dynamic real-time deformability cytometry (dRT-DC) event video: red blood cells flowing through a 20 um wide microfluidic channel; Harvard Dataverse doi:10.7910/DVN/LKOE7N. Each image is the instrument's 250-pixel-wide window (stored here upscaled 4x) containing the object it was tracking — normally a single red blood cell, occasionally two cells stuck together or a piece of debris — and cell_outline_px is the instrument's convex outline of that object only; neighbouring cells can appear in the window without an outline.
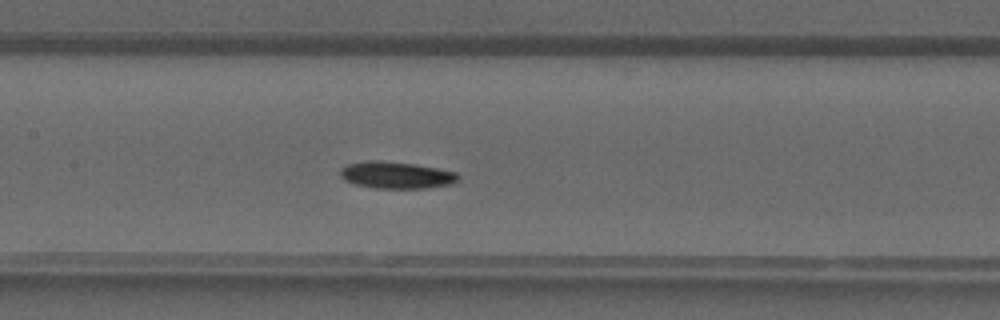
{"species": "common noctule bat (a hibernating species)", "species_latin": "Nyctalus noctula", "temperature_condition": "warm", "stored_images_in_passage": 28, "camera_frame_rate_fps": 3000, "um_per_image_px": 0.085, "animal": {"sex": "male", "forearm_length_mm": 52.5}, "frame": {"image": 1, "passage_image": 7, "time_ms": 2.0, "image_size_px": [1000, 320], "cell_outline_px": [[460, 180], [452, 184], [424, 188], [372, 188], [356, 184], [344, 180], [340, 176], [340, 168], [348, 164], [364, 160], [380, 160], [416, 164], [456, 172], [460, 176]], "centroid_in_image_um": [33.68, 14.87], "position_along_channel_um": 173.7, "area_um2": 18.67}}
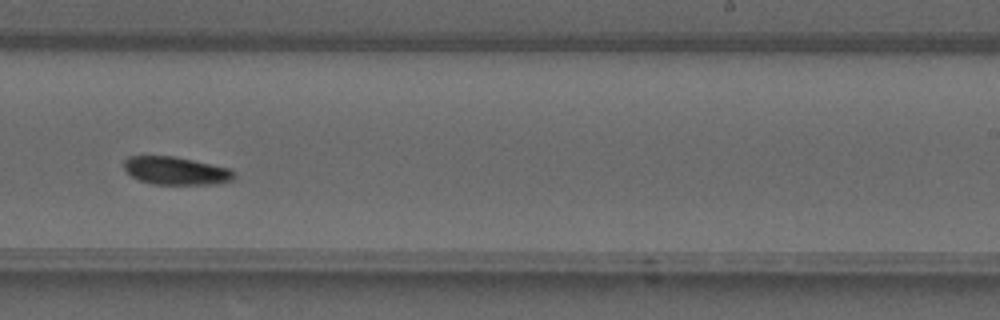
{"frame": {"image": 2, "passage_image": 13, "time_ms": 4.0, "image_size_px": [1000, 320], "cell_outline_px": [[236, 176], [232, 180], [216, 184], [152, 184], [140, 180], [132, 176], [124, 168], [124, 160], [128, 156], [172, 156], [232, 168], [236, 172]], "centroid_in_image_um": [15.0, 14.51], "position_along_channel_um": 274.0, "area_um2": 17.98}}
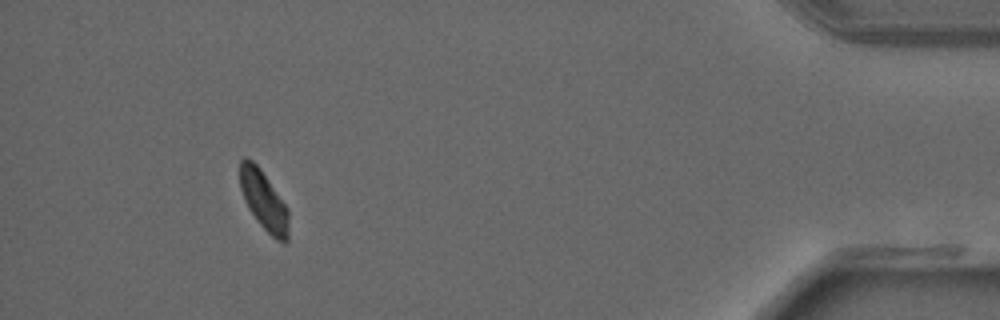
{"frame": {"image": 3, "passage_image": 25, "time_ms": 8.0, "image_size_px": [1000, 320], "cell_outline_px": [[288, 240], [284, 244], [276, 240], [256, 220], [248, 208], [244, 200], [240, 188], [240, 160], [244, 156], [252, 160], [260, 168], [288, 208]], "centroid_in_image_um": [22.41, 17.04], "position_along_channel_um": 412.8, "area_um2": 16.88}}